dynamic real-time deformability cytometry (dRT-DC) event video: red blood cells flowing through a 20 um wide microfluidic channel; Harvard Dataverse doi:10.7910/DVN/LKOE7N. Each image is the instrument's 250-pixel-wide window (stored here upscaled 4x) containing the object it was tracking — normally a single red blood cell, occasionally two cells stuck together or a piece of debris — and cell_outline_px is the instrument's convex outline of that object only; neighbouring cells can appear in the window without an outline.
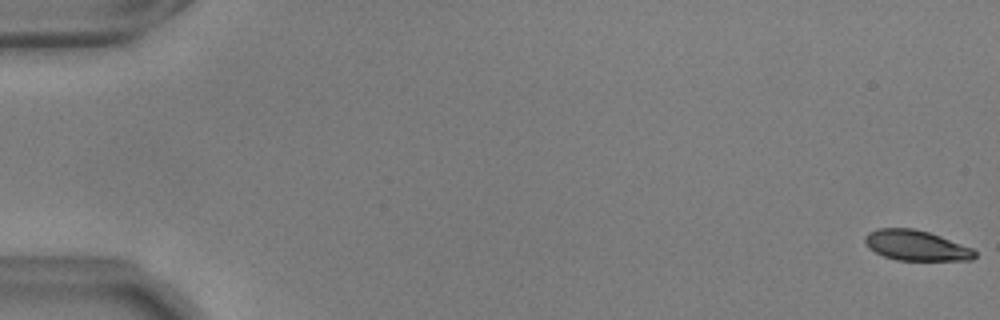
{"species": "common noctule bat (a hibernating species)", "species_latin": "Nyctalus noctula", "temperature_condition": "warm", "stored_images_in_passage": 7, "camera_frame_rate_fps": 3000, "um_per_image_px": 0.085, "animal": {"sex": "male", "body_mass_g": 17.9, "forearm_length_mm": 54.2}, "frame": {"image": 1, "passage_image": 1, "time_ms": 0.0, "image_size_px": [1000, 320], "cell_outline_px": [[976, 256], [972, 260], [896, 260], [884, 256], [868, 248], [864, 240], [864, 236], [868, 232], [876, 228], [912, 228], [928, 232], [940, 236], [972, 248], [976, 252]], "centroid_in_image_um": [77.84, 20.86], "position_along_channel_um": 7.2, "area_um2": 19.36}}